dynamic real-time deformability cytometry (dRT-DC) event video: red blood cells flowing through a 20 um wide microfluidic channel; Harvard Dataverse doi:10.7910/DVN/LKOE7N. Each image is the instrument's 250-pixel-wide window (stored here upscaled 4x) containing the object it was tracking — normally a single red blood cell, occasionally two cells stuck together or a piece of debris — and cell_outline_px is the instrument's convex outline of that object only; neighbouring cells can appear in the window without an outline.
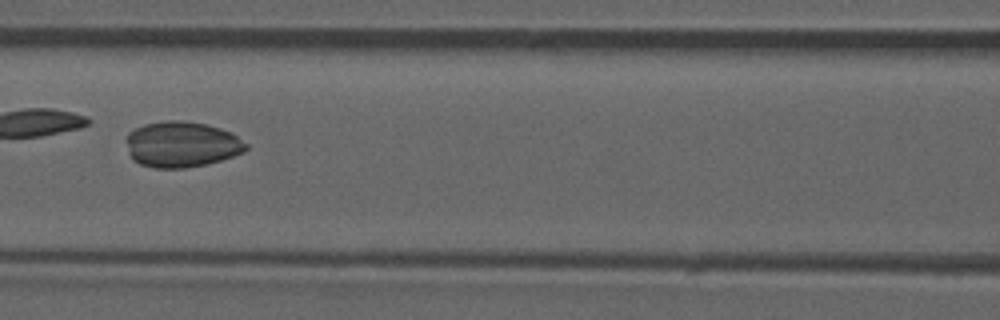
{"species": "common noctule bat (a hibernating species)", "species_latin": "Nyctalus noctula", "temperature_condition": "room temperature", "stored_images_in_passage": 4, "camera_frame_rate_fps": 3000, "um_per_image_px": 0.085, "animal": {"sex": "male", "forearm_length_mm": 52.5}, "frame": {"image": 1, "passage_image": 4, "time_ms": 3.333, "image_size_px": [1000, 320], "cell_outline_px": [[248, 148], [244, 152], [208, 164], [184, 168], [152, 168], [140, 164], [132, 160], [128, 152], [124, 140], [128, 132], [144, 124], [164, 120], [184, 120], [204, 124], [220, 128], [232, 132], [248, 144]], "centroid_in_image_um": [15.41, 12.27], "position_along_channel_um": 151.2, "area_um2": 32.43}}